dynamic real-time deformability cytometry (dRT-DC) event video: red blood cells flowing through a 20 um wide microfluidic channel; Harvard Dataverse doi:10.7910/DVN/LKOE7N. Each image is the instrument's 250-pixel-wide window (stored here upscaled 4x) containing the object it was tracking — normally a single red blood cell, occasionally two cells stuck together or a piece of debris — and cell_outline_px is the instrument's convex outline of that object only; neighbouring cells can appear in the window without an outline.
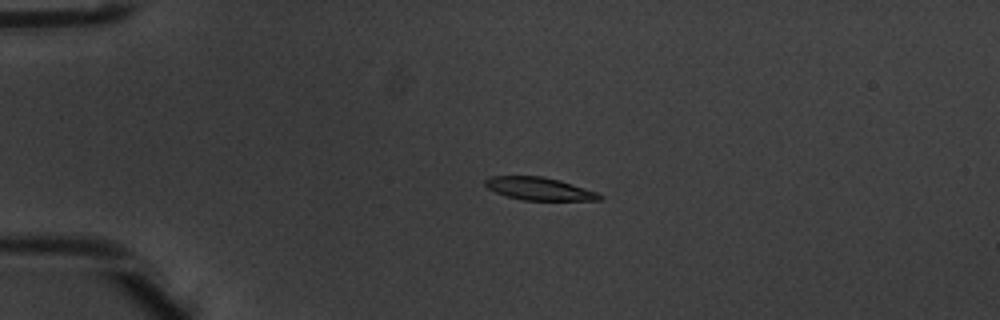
{"species": "common noctule bat (a hibernating species)", "species_latin": "Nyctalus noctula", "temperature_condition": "warm", "stored_images_in_passage": 5, "camera_frame_rate_fps": 3000, "um_per_image_px": 0.085, "animal": {"sex": "male", "body_mass_g": 20.1, "forearm_length_mm": 53.5}, "frame": {"image": 1, "passage_image": 4, "time_ms": 1.0, "image_size_px": [1000, 320], "cell_outline_px": [[604, 196], [600, 200], [524, 200], [508, 196], [496, 192], [488, 188], [484, 184], [484, 180], [488, 176], [544, 176], [560, 180], [596, 192]], "centroid_in_image_um": [45.81, 16.03], "position_along_channel_um": 39.2, "area_um2": 15.09}}